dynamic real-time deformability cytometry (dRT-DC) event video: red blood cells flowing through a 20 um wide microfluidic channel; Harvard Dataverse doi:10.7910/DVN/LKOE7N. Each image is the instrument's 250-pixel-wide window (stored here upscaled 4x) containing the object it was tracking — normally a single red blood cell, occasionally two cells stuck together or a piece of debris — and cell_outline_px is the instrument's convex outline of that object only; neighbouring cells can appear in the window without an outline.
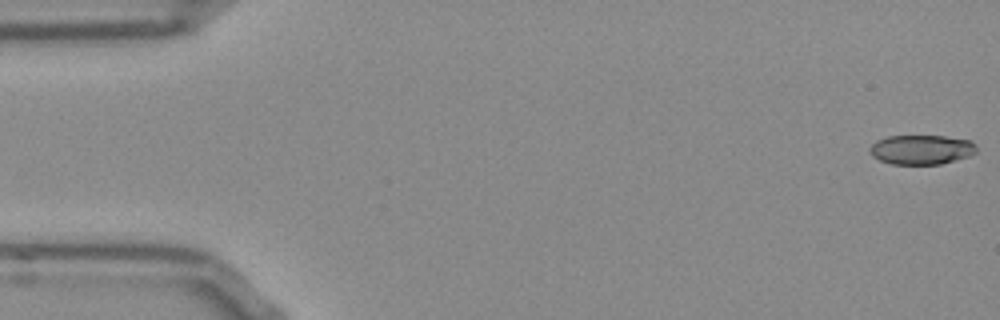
{"species": "Egyptian fruit bat (a non-hibernating species)", "species_latin": "Rousettus aegyptiacus", "temperature_condition": "room temperature", "stored_images_in_passage": 54, "segment_of_instrument_passage": [1, 2], "camera_frame_rate_fps": 3000, "um_per_image_px": 0.085, "frame": {"image": 1, "passage_image": 1, "time_ms": 0.0, "image_size_px": [1000, 320], "cell_outline_px": [[976, 152], [968, 156], [940, 164], [892, 164], [880, 160], [872, 156], [868, 152], [868, 148], [876, 140], [888, 136], [944, 136], [972, 140], [976, 144]], "centroid_in_image_um": [78.3, 12.71], "position_along_channel_um": 6.7, "area_um2": 18.44}}
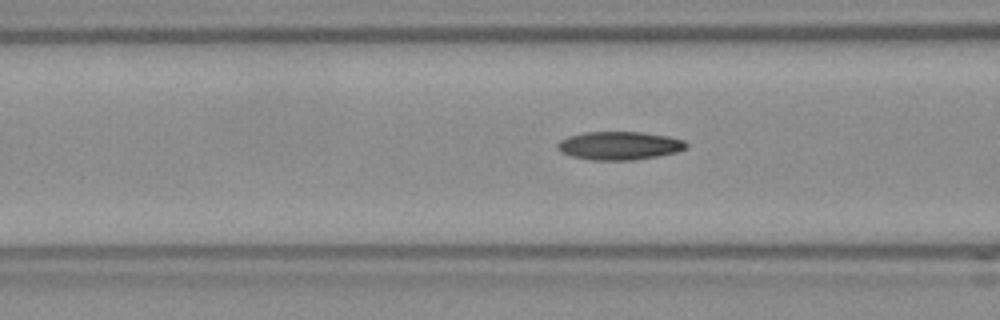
{"frame": {"image": 2, "passage_image": 20, "time_ms": 6.333, "image_size_px": [1000, 320], "cell_outline_px": [[688, 144], [684, 148], [676, 152], [656, 156], [632, 160], [592, 160], [572, 156], [556, 148], [556, 144], [560, 140], [568, 136], [584, 132], [644, 132], [668, 136], [684, 140]], "centroid_in_image_um": [52.63, 12.37], "position_along_channel_um": 114.0, "area_um2": 21.1}}
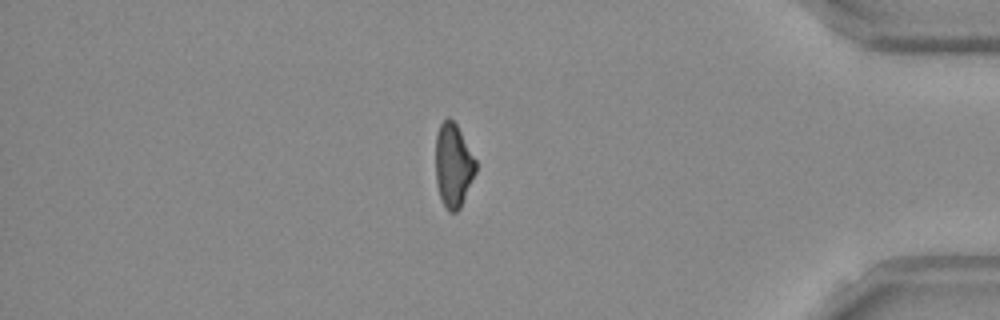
{"frame": {"image": 3, "passage_image": 45, "time_ms": 14.667, "image_size_px": [1000, 320], "cell_outline_px": [[476, 172], [460, 208], [456, 212], [448, 212], [444, 208], [436, 184], [436, 136], [440, 124], [448, 116], [456, 124], [476, 160]], "centroid_in_image_um": [38.52, 14.08], "position_along_channel_um": 396.7, "area_um2": 19.54}}